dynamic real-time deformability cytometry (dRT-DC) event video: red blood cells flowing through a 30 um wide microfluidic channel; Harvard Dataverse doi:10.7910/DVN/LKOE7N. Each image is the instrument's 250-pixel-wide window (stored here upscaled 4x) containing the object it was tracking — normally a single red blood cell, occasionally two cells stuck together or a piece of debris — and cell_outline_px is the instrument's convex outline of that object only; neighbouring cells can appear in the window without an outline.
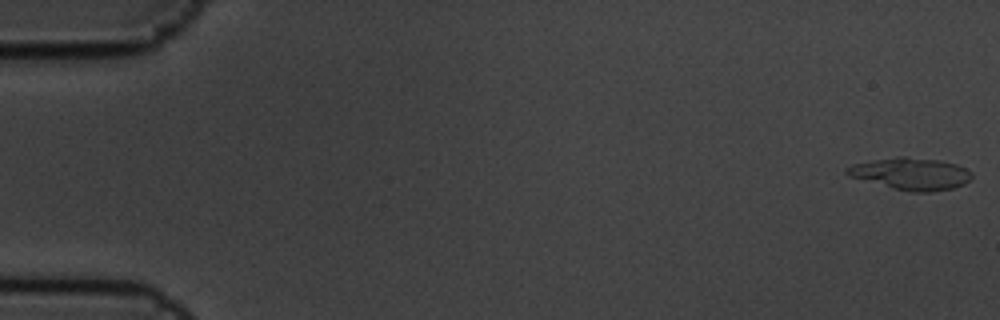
{"species": "common noctule bat (a hibernating species)", "species_latin": "Nyctalus noctula", "temperature_condition": "cold", "stored_images_in_passage": 16, "camera_frame_rate_fps": 3000, "um_per_image_px": 0.085, "animal": {"sex": "male", "body_mass_g": 19.5, "forearm_length_mm": 54.6}, "frame": {"image": 1, "passage_image": 1, "time_ms": 0.0, "image_size_px": [1000, 320], "cell_outline_px": [[972, 176], [964, 184], [952, 188], [928, 192], [908, 192], [892, 188], [848, 176], [844, 172], [844, 168], [852, 164], [896, 156], [904, 156], [936, 160], [956, 164], [972, 172]], "centroid_in_image_um": [77.38, 14.77], "position_along_channel_um": 7.6, "area_um2": 23.24}}
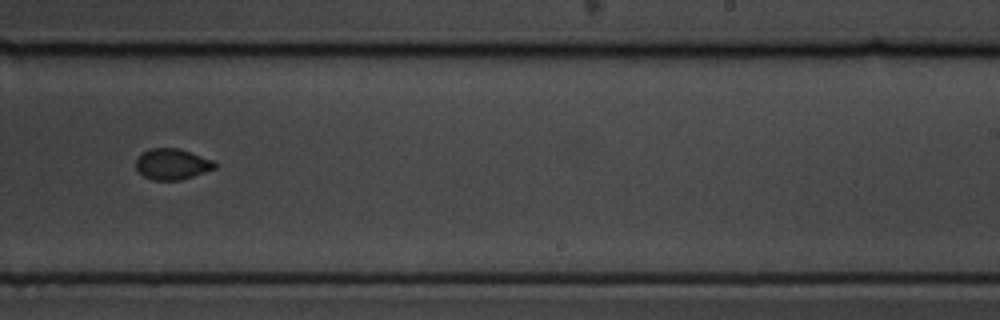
{"frame": {"image": 2, "passage_image": 11, "time_ms": 3.333, "image_size_px": [1000, 320], "cell_outline_px": [[216, 168], [180, 180], [152, 180], [144, 176], [136, 168], [136, 160], [144, 152], [152, 148], [180, 148], [212, 160], [216, 164]], "centroid_in_image_um": [14.63, 13.95], "position_along_channel_um": 274.4, "area_um2": 13.99}}
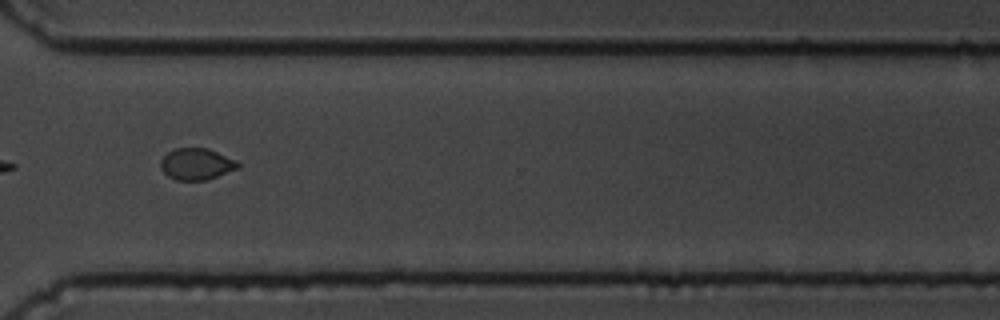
{"frame": {"image": 3, "passage_image": 13, "time_ms": 4.0, "image_size_px": [1000, 320], "cell_outline_px": [[240, 168], [208, 180], [176, 180], [168, 176], [160, 168], [160, 160], [172, 148], [208, 148], [236, 160], [240, 164]], "centroid_in_image_um": [16.71, 13.94], "position_along_channel_um": 353.9, "area_um2": 14.39}}